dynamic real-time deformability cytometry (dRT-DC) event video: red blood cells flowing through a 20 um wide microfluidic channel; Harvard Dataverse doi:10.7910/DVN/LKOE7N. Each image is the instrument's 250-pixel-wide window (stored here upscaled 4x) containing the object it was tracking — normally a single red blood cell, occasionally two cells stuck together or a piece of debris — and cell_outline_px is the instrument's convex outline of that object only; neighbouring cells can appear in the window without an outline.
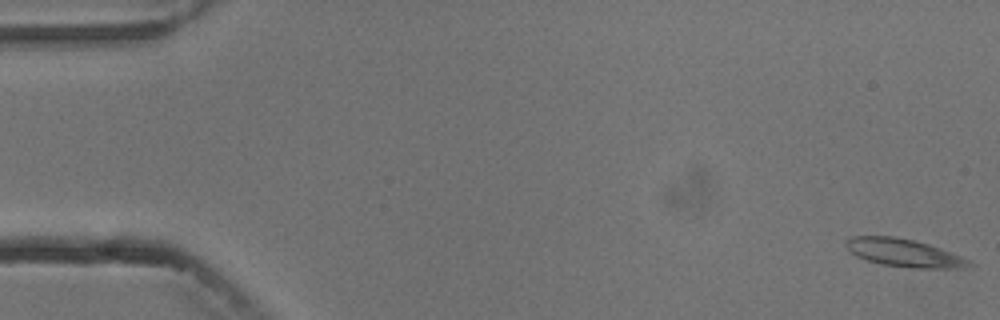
{"species": "common noctule bat (a hibernating species)", "species_latin": "Nyctalus noctula", "temperature_condition": "cold", "stored_images_in_passage": 6, "camera_frame_rate_fps": 3000, "um_per_image_px": 0.085, "animal": {"sex": "male", "body_mass_g": 13.3}, "frame": {"image": 1, "passage_image": 1, "time_ms": 0.0, "image_size_px": [1000, 320], "cell_outline_px": [[976, 264], [964, 268], [912, 268], [880, 264], [856, 256], [844, 244], [844, 240], [852, 236], [892, 236], [912, 240], [928, 244], [940, 248], [972, 260]], "centroid_in_image_um": [76.87, 21.5], "position_along_channel_um": 8.1, "area_um2": 20.06}}
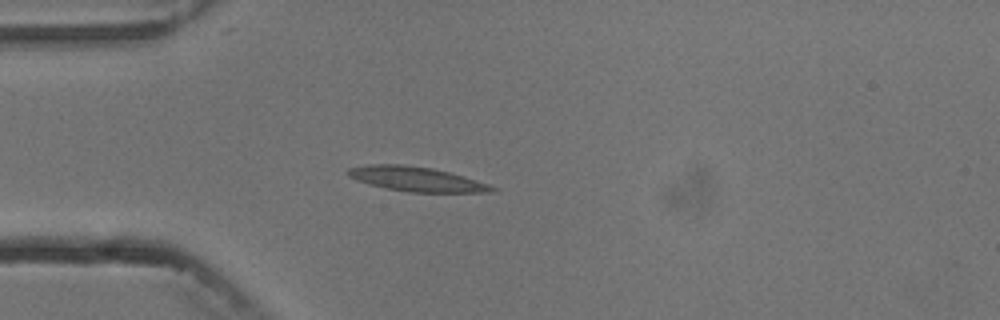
{"frame": {"image": 2, "passage_image": 5, "time_ms": 4.667, "image_size_px": [1000, 320], "cell_outline_px": [[496, 188], [492, 192], [408, 192], [384, 188], [368, 184], [356, 180], [348, 176], [344, 172], [348, 168], [372, 164], [400, 164], [432, 168], [464, 176], [488, 184]], "centroid_in_image_um": [35.32, 15.22], "position_along_channel_um": 49.7, "area_um2": 20.58}}